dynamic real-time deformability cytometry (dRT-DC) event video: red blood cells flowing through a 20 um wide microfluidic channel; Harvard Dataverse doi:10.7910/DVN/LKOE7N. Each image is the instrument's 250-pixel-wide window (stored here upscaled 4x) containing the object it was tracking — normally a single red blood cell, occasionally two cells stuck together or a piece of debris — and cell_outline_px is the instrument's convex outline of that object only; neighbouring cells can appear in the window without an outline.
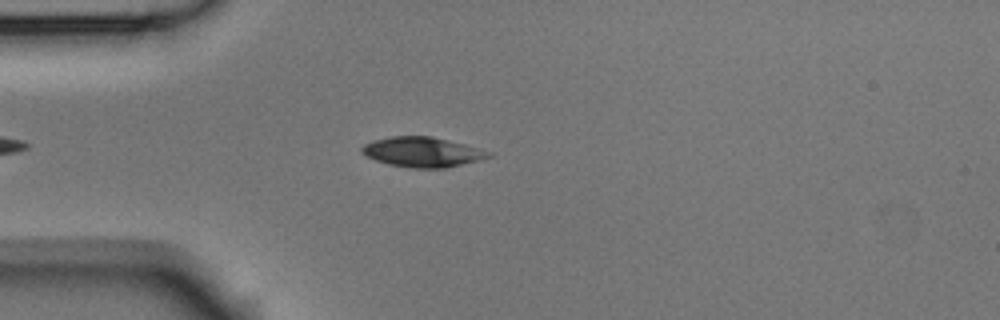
{"species": "Egyptian fruit bat (a non-hibernating species)", "species_latin": "Rousettus aegyptiacus", "temperature_condition": "room temperature", "stored_images_in_passage": 5, "camera_frame_rate_fps": 3000, "um_per_image_px": 0.085, "animal": {"sex": "male"}, "frame": {"image": 1, "passage_image": 4, "time_ms": 1.0, "image_size_px": [1000, 320], "cell_outline_px": [[492, 156], [480, 160], [444, 168], [408, 168], [388, 164], [376, 160], [360, 152], [360, 148], [364, 144], [372, 140], [392, 136], [432, 136], [464, 144], [492, 152]], "centroid_in_image_um": [35.88, 12.92], "position_along_channel_um": 49.1, "area_um2": 22.14}}